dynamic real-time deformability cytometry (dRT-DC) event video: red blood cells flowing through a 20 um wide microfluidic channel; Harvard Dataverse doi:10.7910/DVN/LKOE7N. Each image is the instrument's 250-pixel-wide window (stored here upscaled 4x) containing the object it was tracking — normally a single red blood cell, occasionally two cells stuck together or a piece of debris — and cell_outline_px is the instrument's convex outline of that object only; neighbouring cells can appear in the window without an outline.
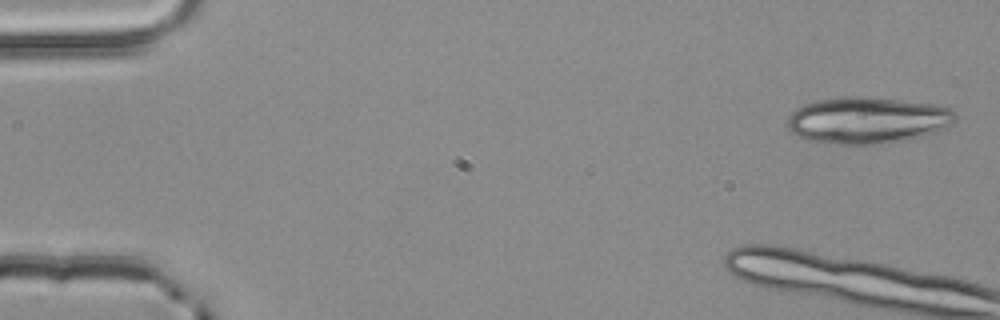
{"species": "common noctule bat (a hibernating species)", "species_latin": "Nyctalus noctula", "temperature_condition": "room temperature", "stored_images_in_passage": 5, "camera_frame_rate_fps": 3000, "um_per_image_px": 0.085, "animal": {"sex": "male", "body_mass_g": 20.4}, "frame": {"image": 1, "passage_image": 1, "time_ms": 0.0, "image_size_px": [1000, 320], "cell_outline_px": [[956, 120], [952, 124], [936, 132], [924, 136], [888, 144], [836, 144], [808, 140], [796, 136], [788, 128], [788, 116], [796, 108], [804, 104], [820, 100], [844, 96], [860, 96], [900, 100], [936, 104], [952, 108], [956, 112]], "centroid_in_image_um": [73.77, 10.23], "position_along_channel_um": 11.2, "area_um2": 46.01}}